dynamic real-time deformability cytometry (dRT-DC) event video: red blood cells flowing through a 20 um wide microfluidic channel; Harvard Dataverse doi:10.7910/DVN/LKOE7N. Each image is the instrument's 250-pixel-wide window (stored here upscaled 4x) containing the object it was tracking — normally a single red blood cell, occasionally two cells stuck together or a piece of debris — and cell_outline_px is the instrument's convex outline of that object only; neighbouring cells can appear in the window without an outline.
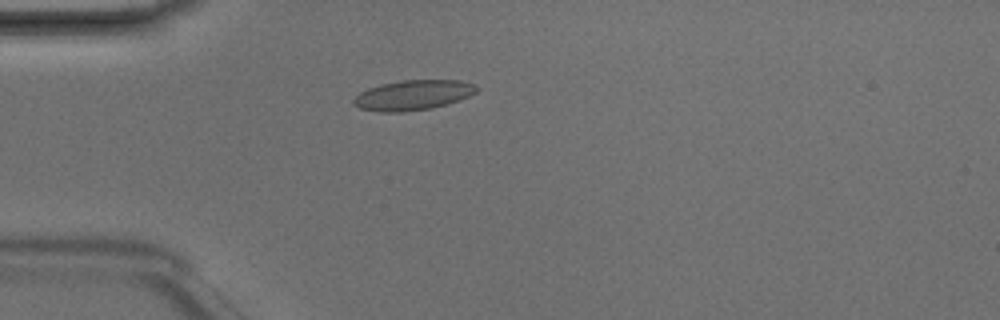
{"species": "Egyptian fruit bat (a non-hibernating species)", "species_latin": "Rousettus aegyptiacus", "temperature_condition": "room temperature", "stored_images_in_passage": 4, "camera_frame_rate_fps": 3000, "um_per_image_px": 0.085, "animal": {"sex": "male"}, "frame": {"image": 1, "passage_image": 3, "time_ms": 0.667, "image_size_px": [1000, 320], "cell_outline_px": [[476, 92], [468, 96], [432, 108], [400, 112], [380, 112], [360, 108], [352, 104], [352, 100], [360, 92], [368, 88], [380, 84], [404, 80], [460, 80], [476, 84]], "centroid_in_image_um": [35.06, 8.08], "position_along_channel_um": 49.9, "area_um2": 21.33}}